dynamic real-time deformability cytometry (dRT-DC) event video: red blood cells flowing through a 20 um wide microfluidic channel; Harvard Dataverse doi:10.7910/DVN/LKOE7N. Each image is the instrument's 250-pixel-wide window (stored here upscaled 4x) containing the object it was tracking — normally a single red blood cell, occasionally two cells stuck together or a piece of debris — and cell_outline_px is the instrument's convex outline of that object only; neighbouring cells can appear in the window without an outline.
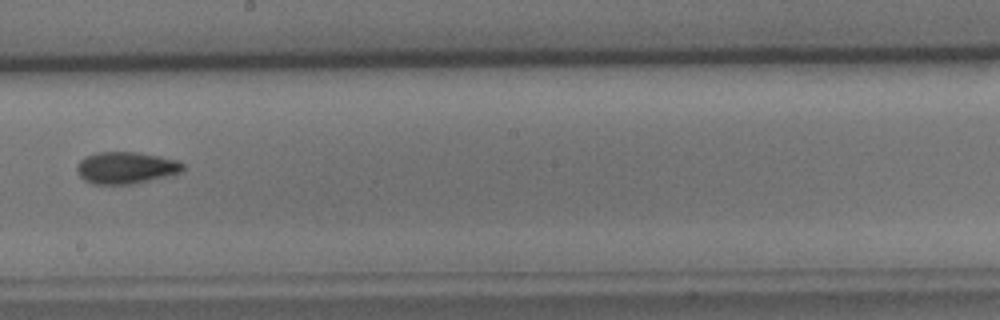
{"species": "common noctule bat (a hibernating species)", "species_latin": "Nyctalus noctula", "temperature_condition": "cold", "stored_images_in_passage": 7, "camera_frame_rate_fps": 3000, "um_per_image_px": 0.085, "animal": {"sex": "male", "body_mass_g": 15.6}, "frame": {"image": 1, "passage_image": 7, "time_ms": 7.667, "image_size_px": [1000, 320], "cell_outline_px": [[184, 168], [180, 172], [168, 176], [136, 184], [92, 184], [84, 180], [76, 172], [76, 164], [84, 156], [96, 152], [136, 152], [160, 156], [176, 160], [184, 164]], "centroid_in_image_um": [10.67, 14.26], "position_along_channel_um": 237.5, "area_um2": 19.94}}